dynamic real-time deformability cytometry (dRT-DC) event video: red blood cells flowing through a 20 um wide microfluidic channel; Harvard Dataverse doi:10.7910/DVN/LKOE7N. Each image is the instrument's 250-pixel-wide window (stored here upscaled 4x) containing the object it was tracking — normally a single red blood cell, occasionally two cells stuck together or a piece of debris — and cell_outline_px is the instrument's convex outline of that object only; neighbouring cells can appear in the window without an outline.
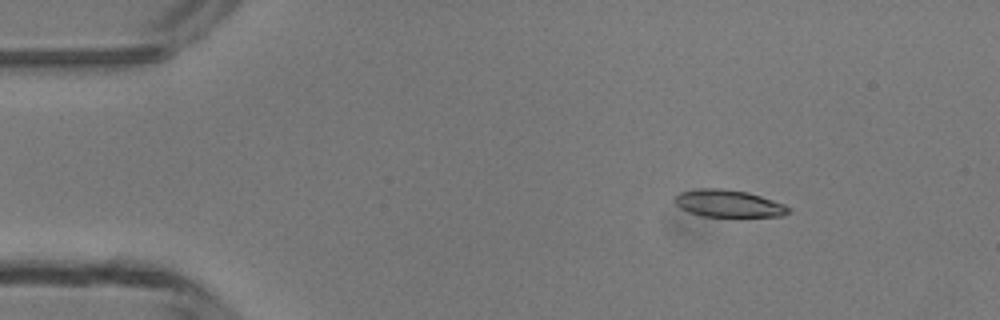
{"species": "common noctule bat (a hibernating species)", "species_latin": "Nyctalus noctula", "temperature_condition": "room temperature", "stored_images_in_passage": 3, "camera_frame_rate_fps": 3000, "um_per_image_px": 0.085, "animal": {"sex": "male", "body_mass_g": 13.3}, "frame": {"image": 1, "passage_image": 1, "time_ms": 0.0, "image_size_px": [1000, 320], "cell_outline_px": [[792, 212], [780, 216], [704, 216], [688, 212], [680, 208], [676, 204], [676, 196], [680, 192], [700, 188], [720, 188], [748, 192], [784, 204], [792, 208]], "centroid_in_image_um": [61.95, 17.29], "position_along_channel_um": 23.1, "area_um2": 17.92}}